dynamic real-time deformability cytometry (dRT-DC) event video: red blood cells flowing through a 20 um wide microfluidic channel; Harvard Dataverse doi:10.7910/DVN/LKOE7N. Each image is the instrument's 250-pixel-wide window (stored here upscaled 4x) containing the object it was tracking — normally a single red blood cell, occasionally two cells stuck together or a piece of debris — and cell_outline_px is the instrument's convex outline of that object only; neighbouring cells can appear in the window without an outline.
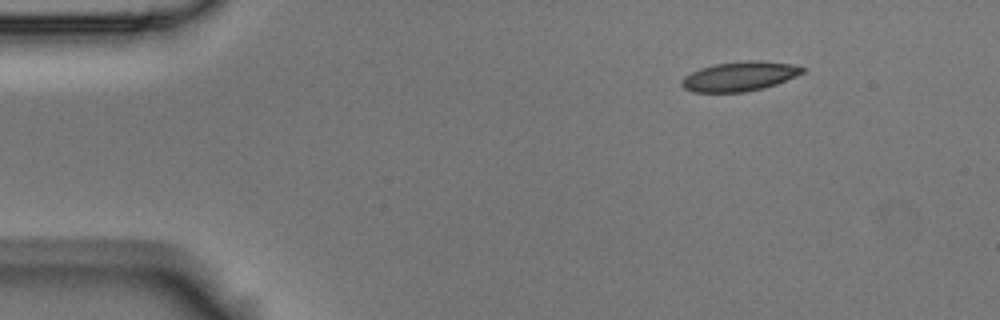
{"species": "Egyptian fruit bat (a non-hibernating species)", "species_latin": "Rousettus aegyptiacus", "temperature_condition": "room temperature", "stored_images_in_passage": 6, "camera_frame_rate_fps": 3000, "um_per_image_px": 0.085, "animal": {"sex": "male"}, "frame": {"image": 1, "passage_image": 1, "time_ms": 0.0, "image_size_px": [1000, 320], "cell_outline_px": [[808, 68], [804, 72], [796, 76], [776, 84], [764, 88], [744, 92], [692, 92], [684, 88], [680, 84], [680, 80], [684, 76], [700, 68], [716, 64], [744, 60], [764, 60], [792, 64]], "centroid_in_image_um": [62.88, 6.48], "position_along_channel_um": 22.1, "area_um2": 20.98}}
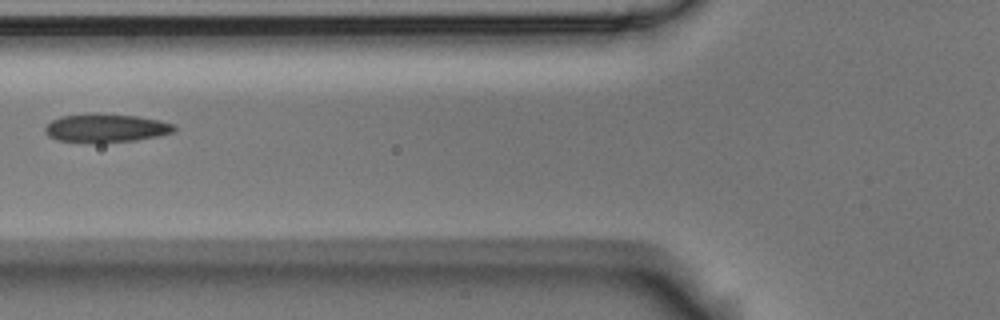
{"frame": {"image": 2, "passage_image": 5, "time_ms": 1.333, "image_size_px": [1000, 320], "cell_outline_px": [[176, 132], [160, 136], [136, 140], [100, 144], [88, 144], [56, 140], [48, 136], [44, 132], [44, 128], [52, 120], [60, 116], [92, 112], [96, 112], [136, 116], [160, 120], [176, 124]], "centroid_in_image_um": [9.0, 10.9], "position_along_channel_um": 116.8, "area_um2": 22.43}}
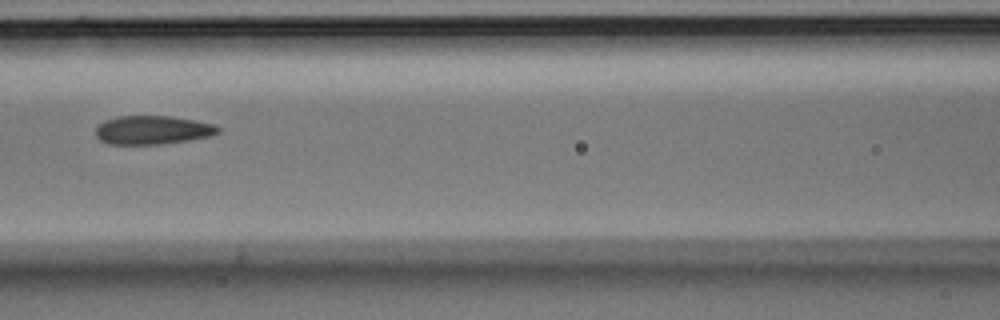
{"frame": {"image": 3, "passage_image": 6, "time_ms": 1.667, "image_size_px": [1000, 320], "cell_outline_px": [[220, 132], [212, 136], [188, 140], [160, 144], [108, 144], [100, 140], [96, 136], [96, 128], [104, 120], [120, 116], [172, 116], [216, 124], [220, 128]], "centroid_in_image_um": [13.0, 11.05], "position_along_channel_um": 153.6, "area_um2": 20.52}}